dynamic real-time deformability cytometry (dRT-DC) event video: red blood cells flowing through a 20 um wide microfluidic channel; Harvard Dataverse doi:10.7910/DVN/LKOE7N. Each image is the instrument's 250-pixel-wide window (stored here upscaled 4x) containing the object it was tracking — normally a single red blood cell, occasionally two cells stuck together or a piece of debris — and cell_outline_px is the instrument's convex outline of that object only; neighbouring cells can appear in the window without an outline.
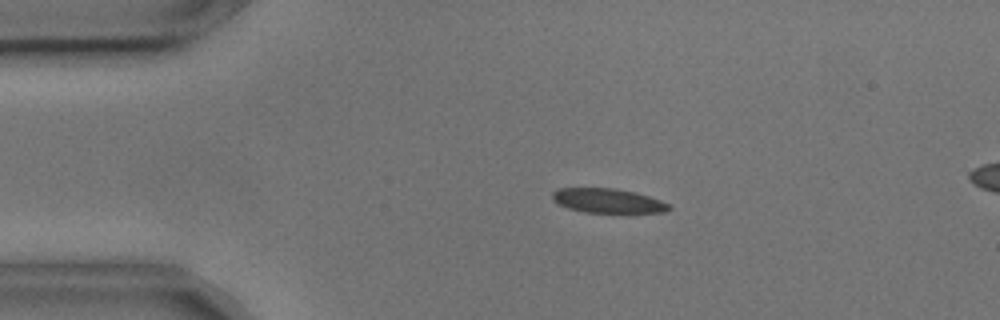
{"species": "common noctule bat (a hibernating species)", "species_latin": "Nyctalus noctula", "temperature_condition": "cold", "stored_images_in_passage": 3, "camera_frame_rate_fps": 3000, "um_per_image_px": 0.085, "animal": {"sex": "male", "body_mass_g": 17.9, "forearm_length_mm": 54.2}, "frame": {"image": 1, "passage_image": 2, "time_ms": 0.333, "image_size_px": [1000, 320], "cell_outline_px": [[672, 208], [664, 212], [628, 216], [584, 212], [568, 208], [556, 204], [552, 200], [552, 192], [560, 188], [616, 188], [636, 192], [660, 200], [668, 204]], "centroid_in_image_um": [51.72, 17.12], "position_along_channel_um": 33.3, "area_um2": 17.69}}